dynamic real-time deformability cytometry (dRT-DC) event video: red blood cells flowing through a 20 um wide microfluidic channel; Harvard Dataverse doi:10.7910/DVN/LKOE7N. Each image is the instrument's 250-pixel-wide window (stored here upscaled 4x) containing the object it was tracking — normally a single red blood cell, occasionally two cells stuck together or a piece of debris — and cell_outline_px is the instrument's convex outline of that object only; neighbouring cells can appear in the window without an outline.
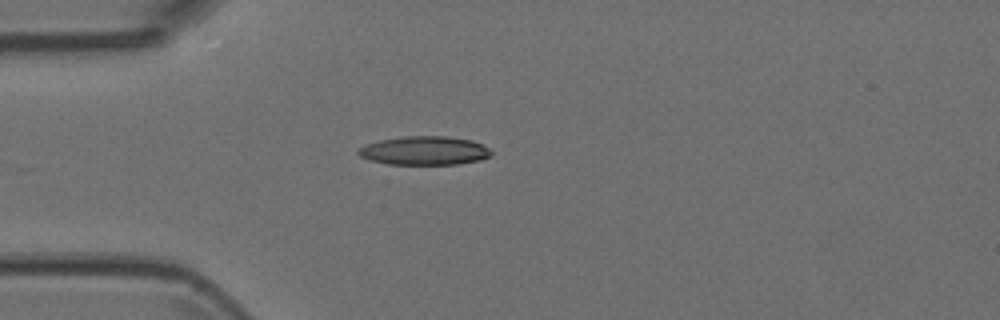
{"species": "Egyptian fruit bat (a non-hibernating species)", "species_latin": "Rousettus aegyptiacus", "temperature_condition": "room temperature", "stored_images_in_passage": 6, "camera_frame_rate_fps": 3000, "um_per_image_px": 0.085, "animal": {"sex": "female"}, "frame": {"image": 1, "passage_image": 6, "time_ms": 1.667, "image_size_px": [1000, 320], "cell_outline_px": [[492, 152], [488, 156], [480, 160], [456, 164], [388, 164], [368, 160], [360, 156], [356, 152], [356, 148], [364, 144], [380, 140], [404, 136], [448, 136], [472, 140], [488, 148]], "centroid_in_image_um": [36.0, 12.8], "position_along_channel_um": 49.0, "area_um2": 22.31}}